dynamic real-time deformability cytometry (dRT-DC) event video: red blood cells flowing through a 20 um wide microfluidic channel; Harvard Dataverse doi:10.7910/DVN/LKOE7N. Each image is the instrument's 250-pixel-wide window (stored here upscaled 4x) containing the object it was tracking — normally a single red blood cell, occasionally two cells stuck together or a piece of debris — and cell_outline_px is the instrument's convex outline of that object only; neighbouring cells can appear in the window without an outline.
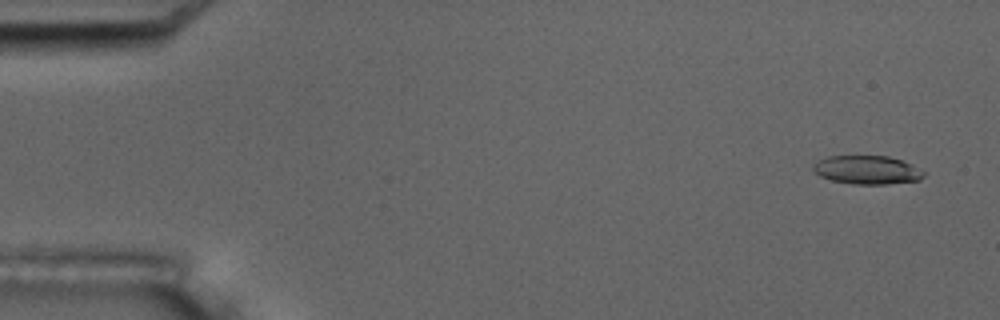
{"species": "common noctule bat (a hibernating species)", "species_latin": "Nyctalus noctula", "temperature_condition": "room temperature", "stored_images_in_passage": 6, "camera_frame_rate_fps": 3000, "um_per_image_px": 0.085, "animal": {"sex": "male", "body_mass_g": 17.5, "forearm_length_mm": 52.3}, "frame": {"image": 1, "passage_image": 1, "time_ms": 0.0, "image_size_px": [1000, 320], "cell_outline_px": [[924, 176], [920, 180], [884, 184], [852, 184], [832, 180], [820, 176], [812, 168], [820, 160], [828, 156], [888, 156], [912, 164], [924, 172]], "centroid_in_image_um": [73.73, 14.44], "position_along_channel_um": 11.3, "area_um2": 18.15}}
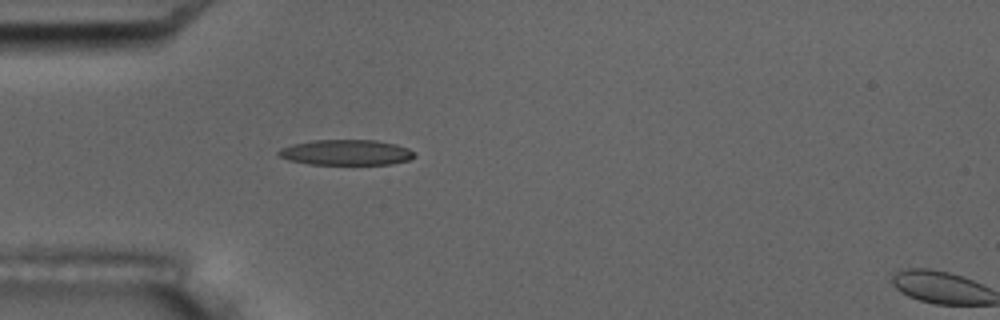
{"frame": {"image": 2, "passage_image": 5, "time_ms": 4.667, "image_size_px": [1000, 320], "cell_outline_px": [[416, 156], [408, 160], [392, 164], [308, 164], [288, 160], [280, 156], [276, 152], [280, 148], [292, 144], [312, 140], [376, 140], [396, 144], [408, 148], [416, 152]], "centroid_in_image_um": [29.43, 12.95], "position_along_channel_um": 55.6, "area_um2": 20.29}}